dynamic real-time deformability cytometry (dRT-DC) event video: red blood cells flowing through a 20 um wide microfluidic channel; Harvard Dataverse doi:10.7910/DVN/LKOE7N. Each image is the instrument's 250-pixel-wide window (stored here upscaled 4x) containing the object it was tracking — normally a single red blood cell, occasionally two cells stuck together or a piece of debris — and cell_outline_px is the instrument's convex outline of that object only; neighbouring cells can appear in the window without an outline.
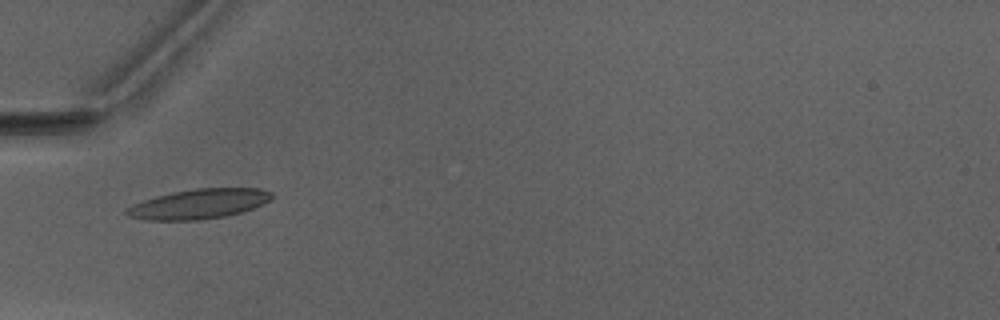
{"species": "Egyptian fruit bat (a non-hibernating species)", "species_latin": "Rousettus aegyptiacus", "temperature_condition": "warm", "stored_images_in_passage": 30, "camera_frame_rate_fps": 3000, "um_per_image_px": 0.085, "animal": {"sex": "male"}, "frame": {"image": 1, "passage_image": 1, "time_ms": 0.0, "image_size_px": [1000, 320], "cell_outline_px": [[276, 196], [252, 208], [240, 212], [224, 216], [200, 220], [144, 220], [128, 216], [124, 212], [132, 204], [156, 196], [172, 192], [196, 188], [260, 188], [272, 192]], "centroid_in_image_um": [16.89, 17.33], "position_along_channel_um": 68.1, "area_um2": 25.09}}
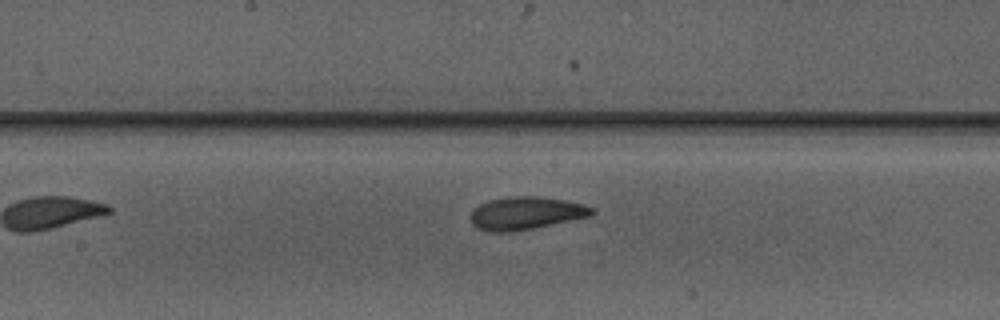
{"frame": {"image": 2, "passage_image": 11, "time_ms": 3.333, "image_size_px": [1000, 320], "cell_outline_px": [[596, 212], [592, 216], [512, 232], [488, 232], [476, 228], [472, 224], [472, 208], [480, 204], [492, 200], [516, 196], [536, 196], [564, 200], [584, 204], [596, 208]], "centroid_in_image_um": [44.74, 18.13], "position_along_channel_um": 203.5, "area_um2": 23.18}}
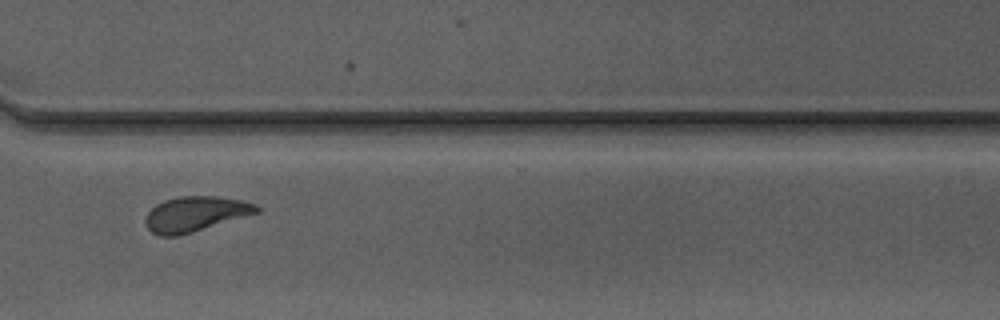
{"frame": {"image": 3, "passage_image": 22, "time_ms": 7.0, "image_size_px": [1000, 320], "cell_outline_px": [[260, 212], [192, 232], [176, 236], [160, 236], [152, 232], [144, 224], [144, 216], [156, 204], [164, 200], [180, 196], [220, 196], [240, 200], [256, 204], [260, 208]], "centroid_in_image_um": [16.58, 18.18], "position_along_channel_um": 354.0, "area_um2": 22.77}, "authors_computed_cell_mechanics": {"area_um2": 22.5998, "velocity_mm_per_s": 4.1047, "shape_relaxation_time_tau1_ms": 5.0328, "shape_relaxation_time_tau2_ms": 1.8894, "deformation_change_tau1": 0.1784, "deformation_change_tau2": 0.0931}}